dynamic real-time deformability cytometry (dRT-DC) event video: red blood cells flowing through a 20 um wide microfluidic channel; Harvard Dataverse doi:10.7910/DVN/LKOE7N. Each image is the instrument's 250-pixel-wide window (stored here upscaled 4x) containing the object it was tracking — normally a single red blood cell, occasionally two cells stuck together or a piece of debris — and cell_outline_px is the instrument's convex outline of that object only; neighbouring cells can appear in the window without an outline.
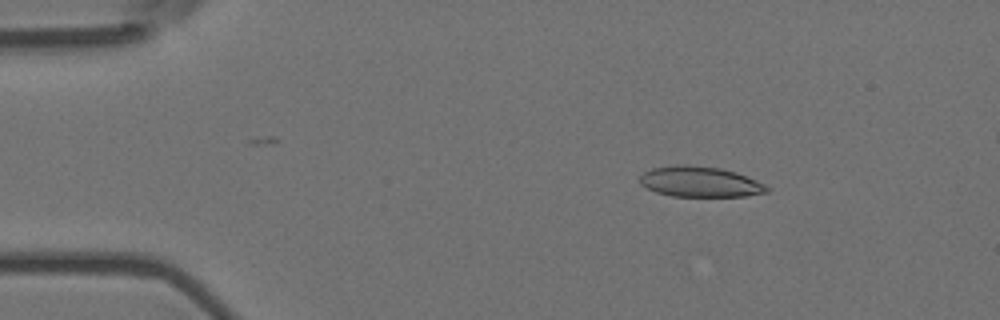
{"species": "Egyptian fruit bat (a non-hibernating species)", "species_latin": "Rousettus aegyptiacus", "temperature_condition": "room temperature", "stored_images_in_passage": 6, "camera_frame_rate_fps": 3000, "um_per_image_px": 0.085, "animal": {"sex": "female"}, "frame": {"image": 1, "passage_image": 3, "time_ms": 0.667, "image_size_px": [1000, 320], "cell_outline_px": [[772, 188], [768, 192], [744, 196], [672, 196], [656, 192], [640, 184], [640, 176], [644, 172], [652, 168], [676, 164], [688, 164], [720, 168], [736, 172], [756, 180]], "centroid_in_image_um": [59.51, 15.44], "position_along_channel_um": 25.5, "area_um2": 22.66}}